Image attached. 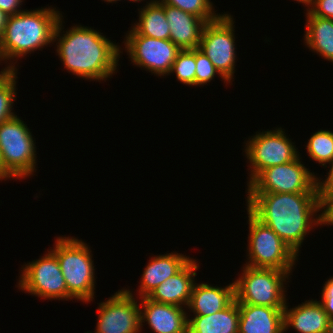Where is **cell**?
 <instances>
[{
  "mask_svg": "<svg viewBox=\"0 0 333 333\" xmlns=\"http://www.w3.org/2000/svg\"><path fill=\"white\" fill-rule=\"evenodd\" d=\"M247 209L297 255L307 233L320 225L318 192L247 193Z\"/></svg>",
  "mask_w": 333,
  "mask_h": 333,
  "instance_id": "1",
  "label": "cell"
},
{
  "mask_svg": "<svg viewBox=\"0 0 333 333\" xmlns=\"http://www.w3.org/2000/svg\"><path fill=\"white\" fill-rule=\"evenodd\" d=\"M63 19L61 16L58 20L53 44L56 42V52L64 68L78 78L90 81L112 78L118 71L123 49L91 27L76 24L64 31Z\"/></svg>",
  "mask_w": 333,
  "mask_h": 333,
  "instance_id": "2",
  "label": "cell"
},
{
  "mask_svg": "<svg viewBox=\"0 0 333 333\" xmlns=\"http://www.w3.org/2000/svg\"><path fill=\"white\" fill-rule=\"evenodd\" d=\"M61 16L60 11L52 6L36 10L26 9L16 15L8 16L0 38V61L9 64L5 68L15 70L18 58L50 46Z\"/></svg>",
  "mask_w": 333,
  "mask_h": 333,
  "instance_id": "3",
  "label": "cell"
},
{
  "mask_svg": "<svg viewBox=\"0 0 333 333\" xmlns=\"http://www.w3.org/2000/svg\"><path fill=\"white\" fill-rule=\"evenodd\" d=\"M50 249L57 257L67 287V300L93 301L95 269L90 247L75 237H57Z\"/></svg>",
  "mask_w": 333,
  "mask_h": 333,
  "instance_id": "4",
  "label": "cell"
},
{
  "mask_svg": "<svg viewBox=\"0 0 333 333\" xmlns=\"http://www.w3.org/2000/svg\"><path fill=\"white\" fill-rule=\"evenodd\" d=\"M292 272L274 268L242 267V273L235 284V300L238 304L284 308L287 292L286 281ZM285 287V288H284Z\"/></svg>",
  "mask_w": 333,
  "mask_h": 333,
  "instance_id": "5",
  "label": "cell"
},
{
  "mask_svg": "<svg viewBox=\"0 0 333 333\" xmlns=\"http://www.w3.org/2000/svg\"><path fill=\"white\" fill-rule=\"evenodd\" d=\"M17 115L0 123V155L3 169L13 179H26L36 172V142Z\"/></svg>",
  "mask_w": 333,
  "mask_h": 333,
  "instance_id": "6",
  "label": "cell"
},
{
  "mask_svg": "<svg viewBox=\"0 0 333 333\" xmlns=\"http://www.w3.org/2000/svg\"><path fill=\"white\" fill-rule=\"evenodd\" d=\"M247 266L274 268L291 272L298 256L270 227L257 219L248 209Z\"/></svg>",
  "mask_w": 333,
  "mask_h": 333,
  "instance_id": "7",
  "label": "cell"
},
{
  "mask_svg": "<svg viewBox=\"0 0 333 333\" xmlns=\"http://www.w3.org/2000/svg\"><path fill=\"white\" fill-rule=\"evenodd\" d=\"M281 127L275 130L256 132L245 142L249 180L247 186L266 168L285 164L299 157L296 145Z\"/></svg>",
  "mask_w": 333,
  "mask_h": 333,
  "instance_id": "8",
  "label": "cell"
},
{
  "mask_svg": "<svg viewBox=\"0 0 333 333\" xmlns=\"http://www.w3.org/2000/svg\"><path fill=\"white\" fill-rule=\"evenodd\" d=\"M301 157L264 169L246 188L247 193L318 192L317 176L302 164Z\"/></svg>",
  "mask_w": 333,
  "mask_h": 333,
  "instance_id": "9",
  "label": "cell"
},
{
  "mask_svg": "<svg viewBox=\"0 0 333 333\" xmlns=\"http://www.w3.org/2000/svg\"><path fill=\"white\" fill-rule=\"evenodd\" d=\"M233 20L230 13H224L217 20L207 23L198 47L229 84L234 79L237 59Z\"/></svg>",
  "mask_w": 333,
  "mask_h": 333,
  "instance_id": "10",
  "label": "cell"
},
{
  "mask_svg": "<svg viewBox=\"0 0 333 333\" xmlns=\"http://www.w3.org/2000/svg\"><path fill=\"white\" fill-rule=\"evenodd\" d=\"M127 32L123 43L131 63L158 77L170 75L172 65L181 49L170 39L139 35L132 27Z\"/></svg>",
  "mask_w": 333,
  "mask_h": 333,
  "instance_id": "11",
  "label": "cell"
},
{
  "mask_svg": "<svg viewBox=\"0 0 333 333\" xmlns=\"http://www.w3.org/2000/svg\"><path fill=\"white\" fill-rule=\"evenodd\" d=\"M21 269L16 285L18 289L46 300L67 301L64 276L56 255L50 249L38 260L23 265Z\"/></svg>",
  "mask_w": 333,
  "mask_h": 333,
  "instance_id": "12",
  "label": "cell"
},
{
  "mask_svg": "<svg viewBox=\"0 0 333 333\" xmlns=\"http://www.w3.org/2000/svg\"><path fill=\"white\" fill-rule=\"evenodd\" d=\"M132 292L121 289L105 302L99 303L94 333H141L140 305Z\"/></svg>",
  "mask_w": 333,
  "mask_h": 333,
  "instance_id": "13",
  "label": "cell"
},
{
  "mask_svg": "<svg viewBox=\"0 0 333 333\" xmlns=\"http://www.w3.org/2000/svg\"><path fill=\"white\" fill-rule=\"evenodd\" d=\"M140 330L143 323L149 325L154 333H188V313L184 307L139 298Z\"/></svg>",
  "mask_w": 333,
  "mask_h": 333,
  "instance_id": "14",
  "label": "cell"
},
{
  "mask_svg": "<svg viewBox=\"0 0 333 333\" xmlns=\"http://www.w3.org/2000/svg\"><path fill=\"white\" fill-rule=\"evenodd\" d=\"M197 260L192 258L178 273L157 286L147 298L164 304L187 308L195 283Z\"/></svg>",
  "mask_w": 333,
  "mask_h": 333,
  "instance_id": "15",
  "label": "cell"
},
{
  "mask_svg": "<svg viewBox=\"0 0 333 333\" xmlns=\"http://www.w3.org/2000/svg\"><path fill=\"white\" fill-rule=\"evenodd\" d=\"M331 320L317 300H306L294 308L284 307V333L293 328L299 333H327Z\"/></svg>",
  "mask_w": 333,
  "mask_h": 333,
  "instance_id": "16",
  "label": "cell"
},
{
  "mask_svg": "<svg viewBox=\"0 0 333 333\" xmlns=\"http://www.w3.org/2000/svg\"><path fill=\"white\" fill-rule=\"evenodd\" d=\"M164 11L170 27L169 39L181 50L198 48L207 22L170 5L164 4Z\"/></svg>",
  "mask_w": 333,
  "mask_h": 333,
  "instance_id": "17",
  "label": "cell"
},
{
  "mask_svg": "<svg viewBox=\"0 0 333 333\" xmlns=\"http://www.w3.org/2000/svg\"><path fill=\"white\" fill-rule=\"evenodd\" d=\"M238 333H284V308L238 304Z\"/></svg>",
  "mask_w": 333,
  "mask_h": 333,
  "instance_id": "18",
  "label": "cell"
},
{
  "mask_svg": "<svg viewBox=\"0 0 333 333\" xmlns=\"http://www.w3.org/2000/svg\"><path fill=\"white\" fill-rule=\"evenodd\" d=\"M192 258L177 252L152 256L144 268L140 286L139 298L147 297L157 286L178 273Z\"/></svg>",
  "mask_w": 333,
  "mask_h": 333,
  "instance_id": "19",
  "label": "cell"
},
{
  "mask_svg": "<svg viewBox=\"0 0 333 333\" xmlns=\"http://www.w3.org/2000/svg\"><path fill=\"white\" fill-rule=\"evenodd\" d=\"M235 300L234 282L224 286L194 283L187 310L193 315H210L222 311Z\"/></svg>",
  "mask_w": 333,
  "mask_h": 333,
  "instance_id": "20",
  "label": "cell"
},
{
  "mask_svg": "<svg viewBox=\"0 0 333 333\" xmlns=\"http://www.w3.org/2000/svg\"><path fill=\"white\" fill-rule=\"evenodd\" d=\"M240 311L234 300L222 311L210 315L188 316V333H238Z\"/></svg>",
  "mask_w": 333,
  "mask_h": 333,
  "instance_id": "21",
  "label": "cell"
},
{
  "mask_svg": "<svg viewBox=\"0 0 333 333\" xmlns=\"http://www.w3.org/2000/svg\"><path fill=\"white\" fill-rule=\"evenodd\" d=\"M306 11L305 45L333 63V19L314 16Z\"/></svg>",
  "mask_w": 333,
  "mask_h": 333,
  "instance_id": "22",
  "label": "cell"
},
{
  "mask_svg": "<svg viewBox=\"0 0 333 333\" xmlns=\"http://www.w3.org/2000/svg\"><path fill=\"white\" fill-rule=\"evenodd\" d=\"M146 5L139 10V21L132 24V28L143 36L156 39H169L170 27L164 11V4L158 0L146 1Z\"/></svg>",
  "mask_w": 333,
  "mask_h": 333,
  "instance_id": "23",
  "label": "cell"
},
{
  "mask_svg": "<svg viewBox=\"0 0 333 333\" xmlns=\"http://www.w3.org/2000/svg\"><path fill=\"white\" fill-rule=\"evenodd\" d=\"M309 158L318 162L321 166L327 167V164L333 162V132L322 130L311 135L306 144Z\"/></svg>",
  "mask_w": 333,
  "mask_h": 333,
  "instance_id": "24",
  "label": "cell"
},
{
  "mask_svg": "<svg viewBox=\"0 0 333 333\" xmlns=\"http://www.w3.org/2000/svg\"><path fill=\"white\" fill-rule=\"evenodd\" d=\"M17 70L6 69L0 76V123L16 115L12 111L17 96Z\"/></svg>",
  "mask_w": 333,
  "mask_h": 333,
  "instance_id": "25",
  "label": "cell"
},
{
  "mask_svg": "<svg viewBox=\"0 0 333 333\" xmlns=\"http://www.w3.org/2000/svg\"><path fill=\"white\" fill-rule=\"evenodd\" d=\"M162 4L181 9L193 14L207 23L217 20L222 14H217L211 0H158Z\"/></svg>",
  "mask_w": 333,
  "mask_h": 333,
  "instance_id": "26",
  "label": "cell"
},
{
  "mask_svg": "<svg viewBox=\"0 0 333 333\" xmlns=\"http://www.w3.org/2000/svg\"><path fill=\"white\" fill-rule=\"evenodd\" d=\"M195 68V48L183 49L177 54L170 74L175 73L177 80L182 84L195 86Z\"/></svg>",
  "mask_w": 333,
  "mask_h": 333,
  "instance_id": "27",
  "label": "cell"
},
{
  "mask_svg": "<svg viewBox=\"0 0 333 333\" xmlns=\"http://www.w3.org/2000/svg\"><path fill=\"white\" fill-rule=\"evenodd\" d=\"M195 63V86L200 87V85L204 86V84H210L211 80L216 77V74L228 85L229 82L219 73L211 60L199 48H195Z\"/></svg>",
  "mask_w": 333,
  "mask_h": 333,
  "instance_id": "28",
  "label": "cell"
},
{
  "mask_svg": "<svg viewBox=\"0 0 333 333\" xmlns=\"http://www.w3.org/2000/svg\"><path fill=\"white\" fill-rule=\"evenodd\" d=\"M318 195L320 198V225H333V194Z\"/></svg>",
  "mask_w": 333,
  "mask_h": 333,
  "instance_id": "29",
  "label": "cell"
},
{
  "mask_svg": "<svg viewBox=\"0 0 333 333\" xmlns=\"http://www.w3.org/2000/svg\"><path fill=\"white\" fill-rule=\"evenodd\" d=\"M308 11L314 16L333 19V0H313Z\"/></svg>",
  "mask_w": 333,
  "mask_h": 333,
  "instance_id": "30",
  "label": "cell"
},
{
  "mask_svg": "<svg viewBox=\"0 0 333 333\" xmlns=\"http://www.w3.org/2000/svg\"><path fill=\"white\" fill-rule=\"evenodd\" d=\"M328 167H330V170L327 177L323 180L317 178L318 194H333V162L329 163Z\"/></svg>",
  "mask_w": 333,
  "mask_h": 333,
  "instance_id": "31",
  "label": "cell"
},
{
  "mask_svg": "<svg viewBox=\"0 0 333 333\" xmlns=\"http://www.w3.org/2000/svg\"><path fill=\"white\" fill-rule=\"evenodd\" d=\"M24 0H0V10L4 11L6 14L16 15L22 11L20 9V5L22 6V2Z\"/></svg>",
  "mask_w": 333,
  "mask_h": 333,
  "instance_id": "32",
  "label": "cell"
},
{
  "mask_svg": "<svg viewBox=\"0 0 333 333\" xmlns=\"http://www.w3.org/2000/svg\"><path fill=\"white\" fill-rule=\"evenodd\" d=\"M321 300H333V276L324 283Z\"/></svg>",
  "mask_w": 333,
  "mask_h": 333,
  "instance_id": "33",
  "label": "cell"
},
{
  "mask_svg": "<svg viewBox=\"0 0 333 333\" xmlns=\"http://www.w3.org/2000/svg\"><path fill=\"white\" fill-rule=\"evenodd\" d=\"M319 302L322 305L323 309L326 311L330 320L333 321V300H319Z\"/></svg>",
  "mask_w": 333,
  "mask_h": 333,
  "instance_id": "34",
  "label": "cell"
},
{
  "mask_svg": "<svg viewBox=\"0 0 333 333\" xmlns=\"http://www.w3.org/2000/svg\"><path fill=\"white\" fill-rule=\"evenodd\" d=\"M8 14H6L4 11L0 10V38L3 35L4 32V28L6 26L7 23V19H8Z\"/></svg>",
  "mask_w": 333,
  "mask_h": 333,
  "instance_id": "35",
  "label": "cell"
},
{
  "mask_svg": "<svg viewBox=\"0 0 333 333\" xmlns=\"http://www.w3.org/2000/svg\"><path fill=\"white\" fill-rule=\"evenodd\" d=\"M12 177L3 169L2 159L0 155V181L11 179Z\"/></svg>",
  "mask_w": 333,
  "mask_h": 333,
  "instance_id": "36",
  "label": "cell"
},
{
  "mask_svg": "<svg viewBox=\"0 0 333 333\" xmlns=\"http://www.w3.org/2000/svg\"><path fill=\"white\" fill-rule=\"evenodd\" d=\"M297 1L298 3H303V5L305 4V6L307 7L306 10H308V8L311 6V4L313 3V0H294Z\"/></svg>",
  "mask_w": 333,
  "mask_h": 333,
  "instance_id": "37",
  "label": "cell"
},
{
  "mask_svg": "<svg viewBox=\"0 0 333 333\" xmlns=\"http://www.w3.org/2000/svg\"><path fill=\"white\" fill-rule=\"evenodd\" d=\"M327 333H333V321L331 322L330 328Z\"/></svg>",
  "mask_w": 333,
  "mask_h": 333,
  "instance_id": "38",
  "label": "cell"
},
{
  "mask_svg": "<svg viewBox=\"0 0 333 333\" xmlns=\"http://www.w3.org/2000/svg\"><path fill=\"white\" fill-rule=\"evenodd\" d=\"M104 2H108V3H115L117 1H121V0H103Z\"/></svg>",
  "mask_w": 333,
  "mask_h": 333,
  "instance_id": "39",
  "label": "cell"
},
{
  "mask_svg": "<svg viewBox=\"0 0 333 333\" xmlns=\"http://www.w3.org/2000/svg\"><path fill=\"white\" fill-rule=\"evenodd\" d=\"M0 63H3V62L0 61ZM5 70H6V68L1 69V71H0V76L2 75V73H3Z\"/></svg>",
  "mask_w": 333,
  "mask_h": 333,
  "instance_id": "40",
  "label": "cell"
},
{
  "mask_svg": "<svg viewBox=\"0 0 333 333\" xmlns=\"http://www.w3.org/2000/svg\"><path fill=\"white\" fill-rule=\"evenodd\" d=\"M129 1H132V2H141V1H144V0H129Z\"/></svg>",
  "mask_w": 333,
  "mask_h": 333,
  "instance_id": "41",
  "label": "cell"
}]
</instances>
